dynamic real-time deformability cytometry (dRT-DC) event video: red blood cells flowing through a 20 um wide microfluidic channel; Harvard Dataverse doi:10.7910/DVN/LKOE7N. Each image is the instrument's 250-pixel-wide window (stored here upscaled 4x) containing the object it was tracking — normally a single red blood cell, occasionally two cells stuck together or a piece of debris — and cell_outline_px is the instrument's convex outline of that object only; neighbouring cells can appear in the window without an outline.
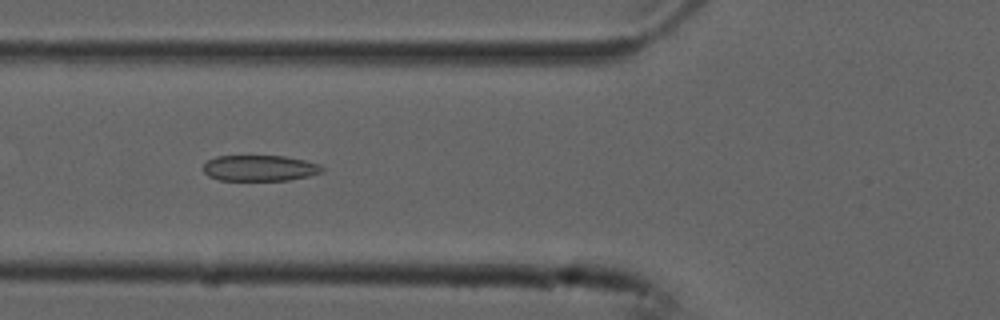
{"species": "common noctule bat (a hibernating species)", "species_latin": "Nyctalus noctula", "temperature_condition": "cold", "stored_images_in_passage": 43, "camera_frame_rate_fps": 3000, "um_per_image_px": 0.085, "animal": {"sex": "male", "forearm_length_mm": 52.5}, "frame": {"image": 1, "passage_image": 19, "time_ms": 6.0, "image_size_px": [1000, 320], "cell_outline_px": [[324, 172], [308, 176], [288, 180], [220, 180], [208, 176], [204, 172], [204, 164], [208, 160], [216, 156], [284, 156], [304, 160], [320, 164], [324, 168]], "centroid_in_image_um": [22.1, 14.29], "position_along_channel_um": 103.7, "area_um2": 17.92}}
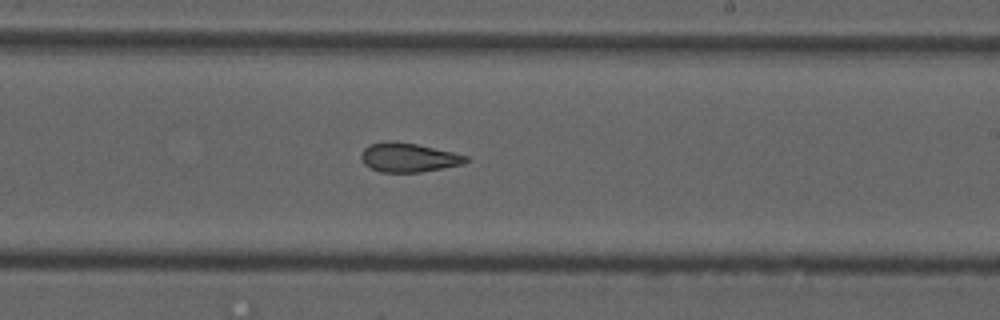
{"frame": {"image": 2, "passage_image": 31, "time_ms": 10.0, "image_size_px": [1000, 320], "cell_outline_px": [[468, 160], [464, 164], [444, 168], [420, 172], [380, 172], [364, 164], [360, 156], [364, 148], [368, 144], [384, 140], [392, 140], [416, 144], [452, 152], [468, 156]], "centroid_in_image_um": [34.69, 13.37], "position_along_channel_um": 254.3, "area_um2": 17.86}}
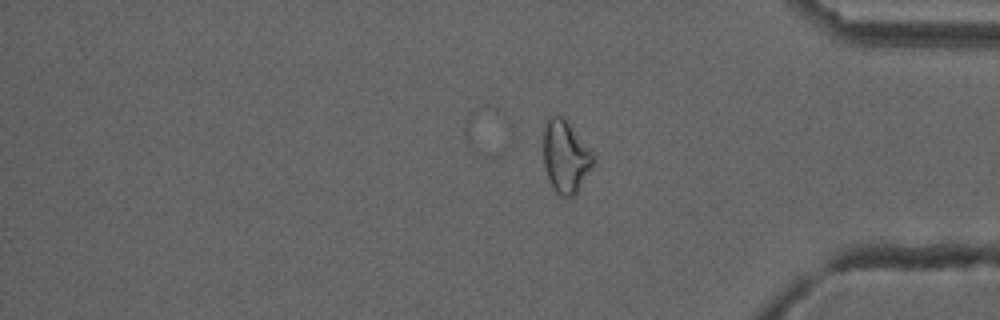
{"frame": {"image": 3, "passage_image": 43, "time_ms": 14.0, "image_size_px": [1000, 320], "cell_outline_px": [[592, 164], [576, 192], [568, 200], [560, 196], [556, 192], [548, 176], [544, 164], [544, 120], [548, 116], [560, 116], [568, 124], [592, 152]], "centroid_in_image_um": [48.02, 13.32], "position_along_channel_um": 387.2, "area_um2": 20.17}, "authors_computed_cell_mechanics": {"area_um2": 19.074, "velocity_mm_per_s": 3.7614, "shape_relaxation_time_tau1_ms": null, "shape_relaxation_time_tau2_ms": 2.4787, "deformation_change_tau1": null, "deformation_change_tau2": 0.0856}}